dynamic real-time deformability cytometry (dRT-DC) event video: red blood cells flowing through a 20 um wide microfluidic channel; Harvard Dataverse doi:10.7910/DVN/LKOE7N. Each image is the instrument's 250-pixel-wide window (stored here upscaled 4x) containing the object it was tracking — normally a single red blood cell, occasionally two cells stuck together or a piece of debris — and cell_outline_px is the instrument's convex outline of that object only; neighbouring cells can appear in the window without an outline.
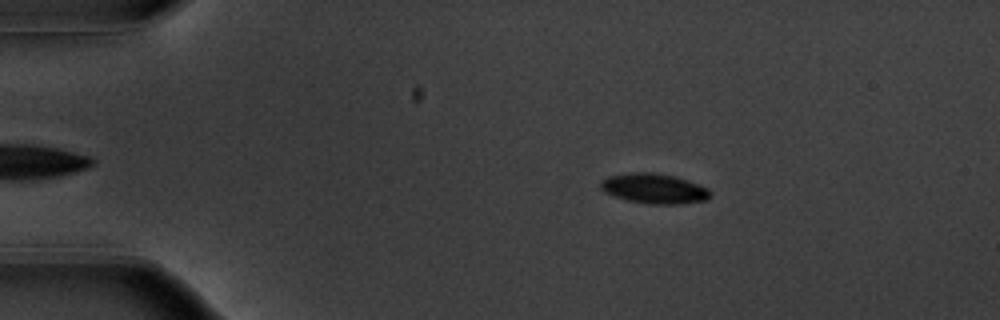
{"species": "common noctule bat (a hibernating species)", "species_latin": "Nyctalus noctula", "temperature_condition": "warm", "stored_images_in_passage": 55, "camera_frame_rate_fps": 3000, "um_per_image_px": 0.085, "animal": {"sex": "male", "body_mass_g": 20.1, "forearm_length_mm": 53.5}, "frame": {"image": 1, "passage_image": 10, "time_ms": 3.0, "image_size_px": [1000, 320], "cell_outline_px": [[712, 196], [704, 200], [680, 204], [648, 204], [628, 200], [604, 192], [600, 188], [600, 180], [608, 176], [632, 172], [652, 172], [672, 176], [688, 180], [708, 188], [712, 192]], "centroid_in_image_um": [55.6, 16.02], "position_along_channel_um": 29.4, "area_um2": 19.19}}
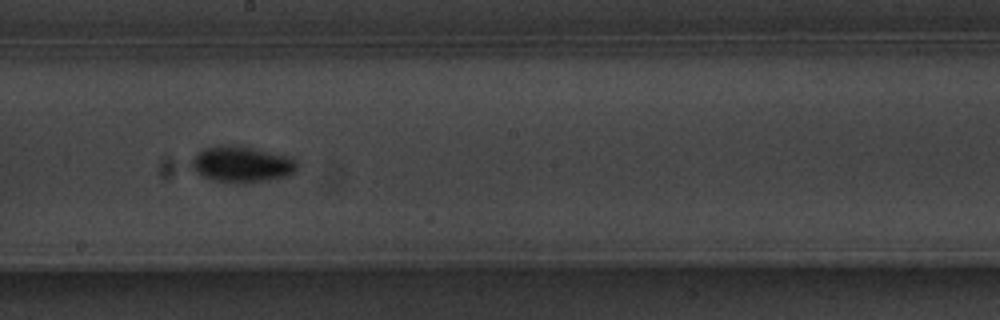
{"frame": {"image": 2, "passage_image": 31, "time_ms": 10.0, "image_size_px": [1000, 320], "cell_outline_px": [[296, 172], [284, 176], [264, 180], [212, 180], [196, 172], [188, 164], [196, 152], [204, 148], [220, 144], [236, 144], [256, 148], [292, 156], [296, 160]], "centroid_in_image_um": [20.51, 13.88], "position_along_channel_um": 227.7, "area_um2": 21.96}}
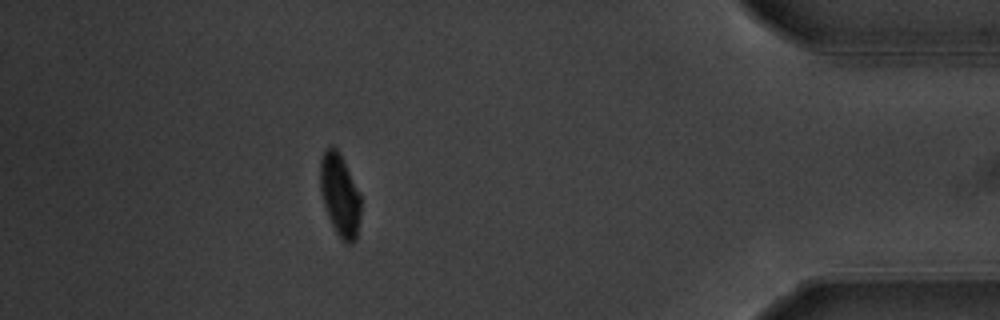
{"frame": {"image": 3, "passage_image": 49, "time_ms": 16.0, "image_size_px": [1000, 320], "cell_outline_px": [[360, 216], [356, 240], [352, 244], [348, 244], [336, 232], [328, 216], [324, 204], [320, 188], [320, 160], [324, 152], [328, 148], [336, 148], [340, 152], [344, 160], [360, 196]], "centroid_in_image_um": [28.89, 16.59], "position_along_channel_um": 406.3, "area_um2": 19.13}, "authors_computed_cell_mechanics": {"area_um2": 19.1318, "velocity_mm_per_s": 3.7163, "shape_relaxation_time_tau1_ms": 3.3222, "shape_relaxation_time_tau2_ms": 8.0747, "deformation_change_tau1": 0.1499, "deformation_change_tau2": 0.0821}}